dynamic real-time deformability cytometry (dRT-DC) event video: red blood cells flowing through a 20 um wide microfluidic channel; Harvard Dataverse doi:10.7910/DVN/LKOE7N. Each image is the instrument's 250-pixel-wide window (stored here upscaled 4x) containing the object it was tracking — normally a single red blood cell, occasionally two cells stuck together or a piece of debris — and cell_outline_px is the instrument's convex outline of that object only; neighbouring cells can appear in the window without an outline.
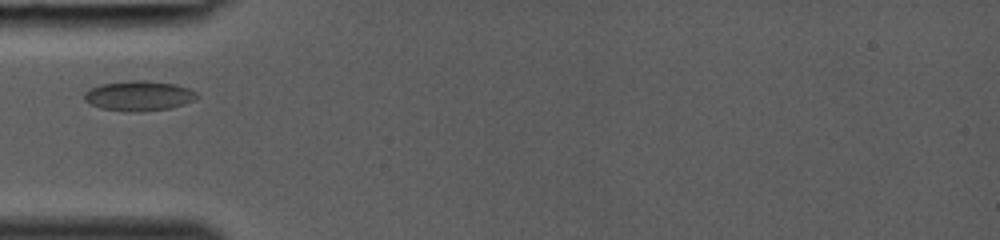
{"species": "common noctule bat (a hibernating species)", "species_latin": "Nyctalus noctula", "temperature_condition": "room temperature", "stored_images_in_passage": 24, "camera_frame_rate_fps": 3000, "um_per_image_px": 0.085, "animal": {"sex": "female", "body_mass_g": 19.0, "forearm_length_mm": 53.3}, "frame": {"image": 1, "passage_image": 1, "time_ms": 0.0, "image_size_px": [1000, 240], "cell_outline_px": [[200, 96], [184, 104], [168, 108], [140, 112], [128, 112], [100, 108], [84, 100], [84, 92], [100, 84], [132, 80], [148, 80], [176, 84], [188, 88], [196, 92]], "centroid_in_image_um": [11.8, 8.14], "position_along_channel_um": 73.2, "area_um2": 19.71}}
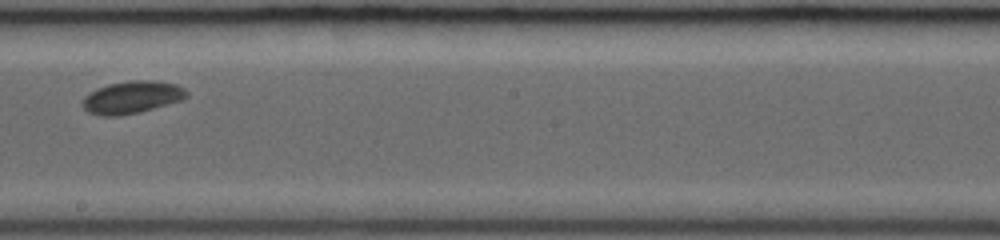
{"frame": {"image": 2, "passage_image": 11, "time_ms": 3.333, "image_size_px": [1000, 240], "cell_outline_px": [[188, 96], [180, 100], [140, 112], [120, 116], [100, 116], [88, 112], [80, 104], [84, 96], [96, 88], [108, 84], [132, 80], [156, 80], [176, 84], [184, 88], [188, 92]], "centroid_in_image_um": [11.18, 8.27], "position_along_channel_um": 237.0, "area_um2": 19.83}}
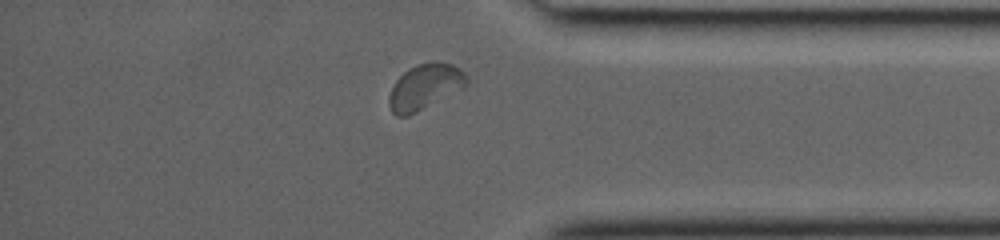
{"frame": {"image": 3, "passage_image": 21, "time_ms": 6.667, "image_size_px": [1000, 240], "cell_outline_px": [[468, 84], [464, 88], [408, 116], [396, 116], [392, 112], [388, 104], [388, 96], [396, 80], [408, 68], [432, 60], [436, 60], [452, 64], [460, 68], [468, 76]], "centroid_in_image_um": [36.13, 7.36], "position_along_channel_um": 399.1, "area_um2": 20.75}}